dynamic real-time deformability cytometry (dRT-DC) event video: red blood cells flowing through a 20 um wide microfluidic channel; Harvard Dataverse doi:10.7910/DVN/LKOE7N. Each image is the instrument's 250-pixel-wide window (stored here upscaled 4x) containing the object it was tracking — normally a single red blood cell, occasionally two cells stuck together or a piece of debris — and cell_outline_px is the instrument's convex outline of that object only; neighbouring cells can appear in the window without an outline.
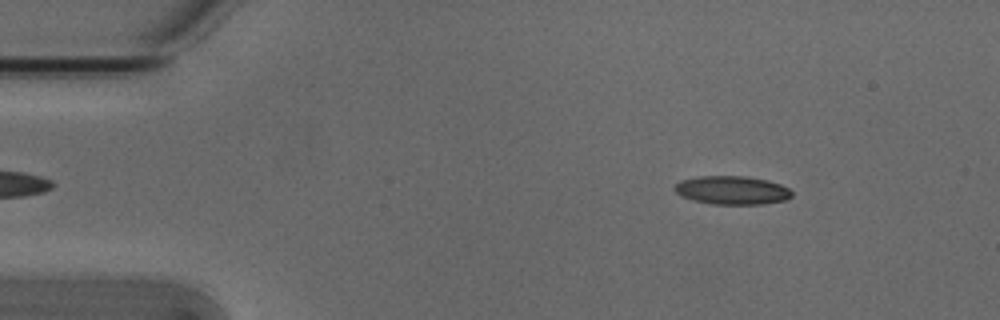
{"species": "Egyptian fruit bat (a non-hibernating species)", "species_latin": "Rousettus aegyptiacus", "temperature_condition": "cold", "stored_images_in_passage": 4, "camera_frame_rate_fps": 3000, "um_per_image_px": 0.085, "animal": {"sex": "male"}, "frame": {"image": 1, "passage_image": 2, "time_ms": 0.333, "image_size_px": [1000, 320], "cell_outline_px": [[792, 196], [784, 200], [764, 204], [712, 204], [692, 200], [680, 196], [672, 188], [680, 180], [696, 176], [748, 176], [768, 180], [780, 184], [788, 188], [792, 192]], "centroid_in_image_um": [62.19, 16.16], "position_along_channel_um": 22.8, "area_um2": 19.65}}
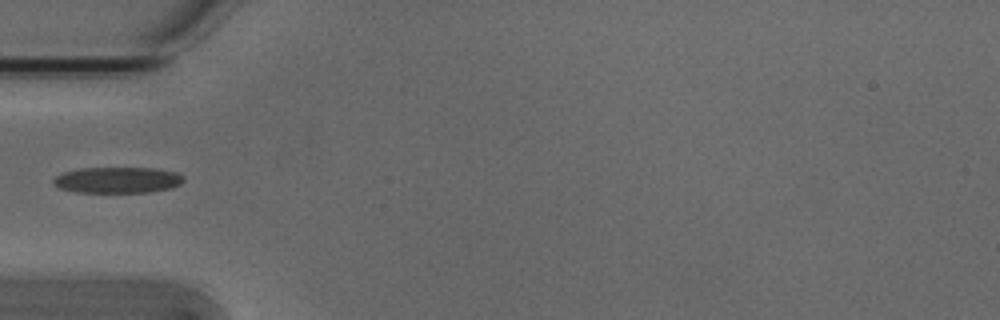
{"frame": {"image": 2, "passage_image": 4, "time_ms": 1.0, "image_size_px": [1000, 320], "cell_outline_px": [[184, 180], [180, 184], [172, 188], [148, 192], [72, 192], [60, 188], [52, 184], [52, 180], [56, 176], [64, 172], [80, 168], [156, 168], [176, 172], [184, 176]], "centroid_in_image_um": [9.99, 15.3], "position_along_channel_um": 75.0, "area_um2": 19.88}}